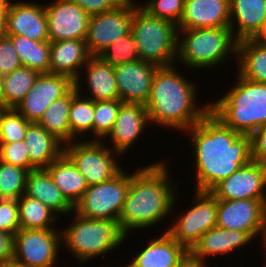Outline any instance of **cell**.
<instances>
[{
  "mask_svg": "<svg viewBox=\"0 0 266 267\" xmlns=\"http://www.w3.org/2000/svg\"><path fill=\"white\" fill-rule=\"evenodd\" d=\"M183 132L192 141L197 191H210L252 160L251 135L233 131L211 111Z\"/></svg>",
  "mask_w": 266,
  "mask_h": 267,
  "instance_id": "1",
  "label": "cell"
},
{
  "mask_svg": "<svg viewBox=\"0 0 266 267\" xmlns=\"http://www.w3.org/2000/svg\"><path fill=\"white\" fill-rule=\"evenodd\" d=\"M168 163V159H162L131 173L128 193L118 218L126 236L133 230L143 231L162 224L168 216L171 217L175 204L178 205V182L170 177Z\"/></svg>",
  "mask_w": 266,
  "mask_h": 267,
  "instance_id": "2",
  "label": "cell"
},
{
  "mask_svg": "<svg viewBox=\"0 0 266 267\" xmlns=\"http://www.w3.org/2000/svg\"><path fill=\"white\" fill-rule=\"evenodd\" d=\"M176 66L157 68L145 107L150 124L183 132L210 111V103L197 106V85L181 75Z\"/></svg>",
  "mask_w": 266,
  "mask_h": 267,
  "instance_id": "3",
  "label": "cell"
},
{
  "mask_svg": "<svg viewBox=\"0 0 266 267\" xmlns=\"http://www.w3.org/2000/svg\"><path fill=\"white\" fill-rule=\"evenodd\" d=\"M233 87L210 103V111L226 126L241 134L252 135L266 125V83L237 75Z\"/></svg>",
  "mask_w": 266,
  "mask_h": 267,
  "instance_id": "4",
  "label": "cell"
},
{
  "mask_svg": "<svg viewBox=\"0 0 266 267\" xmlns=\"http://www.w3.org/2000/svg\"><path fill=\"white\" fill-rule=\"evenodd\" d=\"M71 214L74 217L71 225L60 229L61 243L70 250L72 257L78 259L80 265L98 256H107V253L114 252L129 238L118 221L84 218L75 212Z\"/></svg>",
  "mask_w": 266,
  "mask_h": 267,
  "instance_id": "5",
  "label": "cell"
},
{
  "mask_svg": "<svg viewBox=\"0 0 266 267\" xmlns=\"http://www.w3.org/2000/svg\"><path fill=\"white\" fill-rule=\"evenodd\" d=\"M236 55L237 41L230 28L178 30L176 64L180 62L187 69L211 70Z\"/></svg>",
  "mask_w": 266,
  "mask_h": 267,
  "instance_id": "6",
  "label": "cell"
},
{
  "mask_svg": "<svg viewBox=\"0 0 266 267\" xmlns=\"http://www.w3.org/2000/svg\"><path fill=\"white\" fill-rule=\"evenodd\" d=\"M131 34L139 59L158 67L176 64L178 27L173 22L149 15L134 4Z\"/></svg>",
  "mask_w": 266,
  "mask_h": 267,
  "instance_id": "7",
  "label": "cell"
},
{
  "mask_svg": "<svg viewBox=\"0 0 266 267\" xmlns=\"http://www.w3.org/2000/svg\"><path fill=\"white\" fill-rule=\"evenodd\" d=\"M106 143L88 139L64 145V153L76 165L88 186L108 181L123 169L118 159L121 155Z\"/></svg>",
  "mask_w": 266,
  "mask_h": 267,
  "instance_id": "8",
  "label": "cell"
},
{
  "mask_svg": "<svg viewBox=\"0 0 266 267\" xmlns=\"http://www.w3.org/2000/svg\"><path fill=\"white\" fill-rule=\"evenodd\" d=\"M124 170L108 181L90 185L74 205V212L84 218L118 221L131 179Z\"/></svg>",
  "mask_w": 266,
  "mask_h": 267,
  "instance_id": "9",
  "label": "cell"
},
{
  "mask_svg": "<svg viewBox=\"0 0 266 267\" xmlns=\"http://www.w3.org/2000/svg\"><path fill=\"white\" fill-rule=\"evenodd\" d=\"M192 206L187 211L175 216L174 222L166 231L188 251L208 230L214 228L217 222L218 199L209 191H194ZM177 217V218H176Z\"/></svg>",
  "mask_w": 266,
  "mask_h": 267,
  "instance_id": "10",
  "label": "cell"
},
{
  "mask_svg": "<svg viewBox=\"0 0 266 267\" xmlns=\"http://www.w3.org/2000/svg\"><path fill=\"white\" fill-rule=\"evenodd\" d=\"M60 248L61 230L20 229L14 235L13 260L23 267H56Z\"/></svg>",
  "mask_w": 266,
  "mask_h": 267,
  "instance_id": "11",
  "label": "cell"
},
{
  "mask_svg": "<svg viewBox=\"0 0 266 267\" xmlns=\"http://www.w3.org/2000/svg\"><path fill=\"white\" fill-rule=\"evenodd\" d=\"M134 4L124 0L115 9L89 18L85 39L91 56H99L114 41L131 32Z\"/></svg>",
  "mask_w": 266,
  "mask_h": 267,
  "instance_id": "12",
  "label": "cell"
},
{
  "mask_svg": "<svg viewBox=\"0 0 266 267\" xmlns=\"http://www.w3.org/2000/svg\"><path fill=\"white\" fill-rule=\"evenodd\" d=\"M49 42L85 40L90 16L71 0L44 3Z\"/></svg>",
  "mask_w": 266,
  "mask_h": 267,
  "instance_id": "13",
  "label": "cell"
},
{
  "mask_svg": "<svg viewBox=\"0 0 266 267\" xmlns=\"http://www.w3.org/2000/svg\"><path fill=\"white\" fill-rule=\"evenodd\" d=\"M74 86L75 81L65 75L40 74L15 109L30 123H38L49 105L65 96Z\"/></svg>",
  "mask_w": 266,
  "mask_h": 267,
  "instance_id": "14",
  "label": "cell"
},
{
  "mask_svg": "<svg viewBox=\"0 0 266 267\" xmlns=\"http://www.w3.org/2000/svg\"><path fill=\"white\" fill-rule=\"evenodd\" d=\"M266 166L251 160L209 192L218 200L266 199Z\"/></svg>",
  "mask_w": 266,
  "mask_h": 267,
  "instance_id": "15",
  "label": "cell"
},
{
  "mask_svg": "<svg viewBox=\"0 0 266 267\" xmlns=\"http://www.w3.org/2000/svg\"><path fill=\"white\" fill-rule=\"evenodd\" d=\"M266 213V199L218 200L216 226L259 236Z\"/></svg>",
  "mask_w": 266,
  "mask_h": 267,
  "instance_id": "16",
  "label": "cell"
},
{
  "mask_svg": "<svg viewBox=\"0 0 266 267\" xmlns=\"http://www.w3.org/2000/svg\"><path fill=\"white\" fill-rule=\"evenodd\" d=\"M157 68L155 64L142 60L114 67L119 100L145 105L150 96Z\"/></svg>",
  "mask_w": 266,
  "mask_h": 267,
  "instance_id": "17",
  "label": "cell"
},
{
  "mask_svg": "<svg viewBox=\"0 0 266 267\" xmlns=\"http://www.w3.org/2000/svg\"><path fill=\"white\" fill-rule=\"evenodd\" d=\"M147 125L151 124L145 105L123 102L112 130L106 136L110 144L112 143L110 148L121 156L128 153L127 151L147 130Z\"/></svg>",
  "mask_w": 266,
  "mask_h": 267,
  "instance_id": "18",
  "label": "cell"
},
{
  "mask_svg": "<svg viewBox=\"0 0 266 267\" xmlns=\"http://www.w3.org/2000/svg\"><path fill=\"white\" fill-rule=\"evenodd\" d=\"M12 1L6 22V35H22L30 40L49 42L44 4Z\"/></svg>",
  "mask_w": 266,
  "mask_h": 267,
  "instance_id": "19",
  "label": "cell"
},
{
  "mask_svg": "<svg viewBox=\"0 0 266 267\" xmlns=\"http://www.w3.org/2000/svg\"><path fill=\"white\" fill-rule=\"evenodd\" d=\"M178 30L230 28L229 0H185Z\"/></svg>",
  "mask_w": 266,
  "mask_h": 267,
  "instance_id": "20",
  "label": "cell"
},
{
  "mask_svg": "<svg viewBox=\"0 0 266 267\" xmlns=\"http://www.w3.org/2000/svg\"><path fill=\"white\" fill-rule=\"evenodd\" d=\"M91 57L85 40L50 42V73L65 75L75 83L83 82L82 68Z\"/></svg>",
  "mask_w": 266,
  "mask_h": 267,
  "instance_id": "21",
  "label": "cell"
},
{
  "mask_svg": "<svg viewBox=\"0 0 266 267\" xmlns=\"http://www.w3.org/2000/svg\"><path fill=\"white\" fill-rule=\"evenodd\" d=\"M149 241V244L135 255L131 263L120 267H176L188 252L166 231Z\"/></svg>",
  "mask_w": 266,
  "mask_h": 267,
  "instance_id": "22",
  "label": "cell"
},
{
  "mask_svg": "<svg viewBox=\"0 0 266 267\" xmlns=\"http://www.w3.org/2000/svg\"><path fill=\"white\" fill-rule=\"evenodd\" d=\"M253 240L247 232L228 230L215 226L199 238L190 252L195 257L206 261V258L211 256L230 255L241 247L245 248Z\"/></svg>",
  "mask_w": 266,
  "mask_h": 267,
  "instance_id": "23",
  "label": "cell"
},
{
  "mask_svg": "<svg viewBox=\"0 0 266 267\" xmlns=\"http://www.w3.org/2000/svg\"><path fill=\"white\" fill-rule=\"evenodd\" d=\"M86 69H85V68ZM82 74L86 78V85L75 83V87L79 94L91 99L93 101L114 100L119 99L117 81L115 77L114 67L106 64L98 56H92L84 65ZM84 85L90 92L89 95L81 93L82 86Z\"/></svg>",
  "mask_w": 266,
  "mask_h": 267,
  "instance_id": "24",
  "label": "cell"
},
{
  "mask_svg": "<svg viewBox=\"0 0 266 267\" xmlns=\"http://www.w3.org/2000/svg\"><path fill=\"white\" fill-rule=\"evenodd\" d=\"M229 6L230 29L237 42L252 39L266 22V0H229Z\"/></svg>",
  "mask_w": 266,
  "mask_h": 267,
  "instance_id": "25",
  "label": "cell"
},
{
  "mask_svg": "<svg viewBox=\"0 0 266 267\" xmlns=\"http://www.w3.org/2000/svg\"><path fill=\"white\" fill-rule=\"evenodd\" d=\"M25 195L37 199L49 207L57 215H70L74 206L65 198L59 188L54 184L51 175L46 169L29 171Z\"/></svg>",
  "mask_w": 266,
  "mask_h": 267,
  "instance_id": "26",
  "label": "cell"
},
{
  "mask_svg": "<svg viewBox=\"0 0 266 267\" xmlns=\"http://www.w3.org/2000/svg\"><path fill=\"white\" fill-rule=\"evenodd\" d=\"M24 141L36 169H46L64 152V145L38 123L29 124Z\"/></svg>",
  "mask_w": 266,
  "mask_h": 267,
  "instance_id": "27",
  "label": "cell"
},
{
  "mask_svg": "<svg viewBox=\"0 0 266 267\" xmlns=\"http://www.w3.org/2000/svg\"><path fill=\"white\" fill-rule=\"evenodd\" d=\"M46 170L51 175L54 184L73 206L83 197L89 187L84 176L64 152Z\"/></svg>",
  "mask_w": 266,
  "mask_h": 267,
  "instance_id": "28",
  "label": "cell"
},
{
  "mask_svg": "<svg viewBox=\"0 0 266 267\" xmlns=\"http://www.w3.org/2000/svg\"><path fill=\"white\" fill-rule=\"evenodd\" d=\"M77 93V89L74 86L65 96L53 101L38 122L63 145L71 143L69 111L71 100Z\"/></svg>",
  "mask_w": 266,
  "mask_h": 267,
  "instance_id": "29",
  "label": "cell"
},
{
  "mask_svg": "<svg viewBox=\"0 0 266 267\" xmlns=\"http://www.w3.org/2000/svg\"><path fill=\"white\" fill-rule=\"evenodd\" d=\"M237 74L255 82L266 83V45L252 39L237 42Z\"/></svg>",
  "mask_w": 266,
  "mask_h": 267,
  "instance_id": "30",
  "label": "cell"
},
{
  "mask_svg": "<svg viewBox=\"0 0 266 267\" xmlns=\"http://www.w3.org/2000/svg\"><path fill=\"white\" fill-rule=\"evenodd\" d=\"M6 36L11 39L22 66L40 74L50 73V42L30 40L22 35Z\"/></svg>",
  "mask_w": 266,
  "mask_h": 267,
  "instance_id": "31",
  "label": "cell"
},
{
  "mask_svg": "<svg viewBox=\"0 0 266 267\" xmlns=\"http://www.w3.org/2000/svg\"><path fill=\"white\" fill-rule=\"evenodd\" d=\"M17 202L19 206L20 229H56L57 214L42 202L25 194L17 199Z\"/></svg>",
  "mask_w": 266,
  "mask_h": 267,
  "instance_id": "32",
  "label": "cell"
},
{
  "mask_svg": "<svg viewBox=\"0 0 266 267\" xmlns=\"http://www.w3.org/2000/svg\"><path fill=\"white\" fill-rule=\"evenodd\" d=\"M39 75L40 73L37 71L21 66L2 76L3 106L16 108L27 92L31 90Z\"/></svg>",
  "mask_w": 266,
  "mask_h": 267,
  "instance_id": "33",
  "label": "cell"
},
{
  "mask_svg": "<svg viewBox=\"0 0 266 267\" xmlns=\"http://www.w3.org/2000/svg\"><path fill=\"white\" fill-rule=\"evenodd\" d=\"M93 124L94 101L77 93L71 100L69 111L71 142L75 140H83L86 136L93 134ZM87 132H90V134L88 135Z\"/></svg>",
  "mask_w": 266,
  "mask_h": 267,
  "instance_id": "34",
  "label": "cell"
},
{
  "mask_svg": "<svg viewBox=\"0 0 266 267\" xmlns=\"http://www.w3.org/2000/svg\"><path fill=\"white\" fill-rule=\"evenodd\" d=\"M29 171L0 161V199H19L25 194Z\"/></svg>",
  "mask_w": 266,
  "mask_h": 267,
  "instance_id": "35",
  "label": "cell"
},
{
  "mask_svg": "<svg viewBox=\"0 0 266 267\" xmlns=\"http://www.w3.org/2000/svg\"><path fill=\"white\" fill-rule=\"evenodd\" d=\"M122 103L119 99L94 101L93 138L90 140L105 139L112 130Z\"/></svg>",
  "mask_w": 266,
  "mask_h": 267,
  "instance_id": "36",
  "label": "cell"
},
{
  "mask_svg": "<svg viewBox=\"0 0 266 267\" xmlns=\"http://www.w3.org/2000/svg\"><path fill=\"white\" fill-rule=\"evenodd\" d=\"M98 57L111 67L140 60L137 45L131 32L114 41Z\"/></svg>",
  "mask_w": 266,
  "mask_h": 267,
  "instance_id": "37",
  "label": "cell"
},
{
  "mask_svg": "<svg viewBox=\"0 0 266 267\" xmlns=\"http://www.w3.org/2000/svg\"><path fill=\"white\" fill-rule=\"evenodd\" d=\"M29 124L15 108H6L0 120V143L24 140Z\"/></svg>",
  "mask_w": 266,
  "mask_h": 267,
  "instance_id": "38",
  "label": "cell"
},
{
  "mask_svg": "<svg viewBox=\"0 0 266 267\" xmlns=\"http://www.w3.org/2000/svg\"><path fill=\"white\" fill-rule=\"evenodd\" d=\"M140 5L149 15L168 20L178 25L183 12L185 0H146Z\"/></svg>",
  "mask_w": 266,
  "mask_h": 267,
  "instance_id": "39",
  "label": "cell"
},
{
  "mask_svg": "<svg viewBox=\"0 0 266 267\" xmlns=\"http://www.w3.org/2000/svg\"><path fill=\"white\" fill-rule=\"evenodd\" d=\"M28 146L24 140L13 143H0V161L24 168L28 171L36 168L30 163Z\"/></svg>",
  "mask_w": 266,
  "mask_h": 267,
  "instance_id": "40",
  "label": "cell"
},
{
  "mask_svg": "<svg viewBox=\"0 0 266 267\" xmlns=\"http://www.w3.org/2000/svg\"><path fill=\"white\" fill-rule=\"evenodd\" d=\"M0 230L11 235H15L20 230L17 200L0 199Z\"/></svg>",
  "mask_w": 266,
  "mask_h": 267,
  "instance_id": "41",
  "label": "cell"
},
{
  "mask_svg": "<svg viewBox=\"0 0 266 267\" xmlns=\"http://www.w3.org/2000/svg\"><path fill=\"white\" fill-rule=\"evenodd\" d=\"M20 57L8 36L0 37V76L21 67Z\"/></svg>",
  "mask_w": 266,
  "mask_h": 267,
  "instance_id": "42",
  "label": "cell"
},
{
  "mask_svg": "<svg viewBox=\"0 0 266 267\" xmlns=\"http://www.w3.org/2000/svg\"><path fill=\"white\" fill-rule=\"evenodd\" d=\"M81 7L89 16L115 9L124 0H71Z\"/></svg>",
  "mask_w": 266,
  "mask_h": 267,
  "instance_id": "43",
  "label": "cell"
},
{
  "mask_svg": "<svg viewBox=\"0 0 266 267\" xmlns=\"http://www.w3.org/2000/svg\"><path fill=\"white\" fill-rule=\"evenodd\" d=\"M252 160L266 166V125L251 135Z\"/></svg>",
  "mask_w": 266,
  "mask_h": 267,
  "instance_id": "44",
  "label": "cell"
},
{
  "mask_svg": "<svg viewBox=\"0 0 266 267\" xmlns=\"http://www.w3.org/2000/svg\"><path fill=\"white\" fill-rule=\"evenodd\" d=\"M14 235L0 230V263L13 260Z\"/></svg>",
  "mask_w": 266,
  "mask_h": 267,
  "instance_id": "45",
  "label": "cell"
},
{
  "mask_svg": "<svg viewBox=\"0 0 266 267\" xmlns=\"http://www.w3.org/2000/svg\"><path fill=\"white\" fill-rule=\"evenodd\" d=\"M207 261H203L198 257H195L190 251L180 260L176 267H208ZM206 264V265H205Z\"/></svg>",
  "mask_w": 266,
  "mask_h": 267,
  "instance_id": "46",
  "label": "cell"
},
{
  "mask_svg": "<svg viewBox=\"0 0 266 267\" xmlns=\"http://www.w3.org/2000/svg\"><path fill=\"white\" fill-rule=\"evenodd\" d=\"M13 0H0V37L6 35V22L9 7Z\"/></svg>",
  "mask_w": 266,
  "mask_h": 267,
  "instance_id": "47",
  "label": "cell"
},
{
  "mask_svg": "<svg viewBox=\"0 0 266 267\" xmlns=\"http://www.w3.org/2000/svg\"><path fill=\"white\" fill-rule=\"evenodd\" d=\"M252 40L256 43L266 45V22L261 26L259 31L254 35Z\"/></svg>",
  "mask_w": 266,
  "mask_h": 267,
  "instance_id": "48",
  "label": "cell"
},
{
  "mask_svg": "<svg viewBox=\"0 0 266 267\" xmlns=\"http://www.w3.org/2000/svg\"><path fill=\"white\" fill-rule=\"evenodd\" d=\"M259 235L261 237V241L263 242V247L264 249L266 248V213L264 215V218H263V222H262V225H261V228H260V232H259ZM265 255H266V249L264 251ZM266 258V257H265Z\"/></svg>",
  "mask_w": 266,
  "mask_h": 267,
  "instance_id": "49",
  "label": "cell"
},
{
  "mask_svg": "<svg viewBox=\"0 0 266 267\" xmlns=\"http://www.w3.org/2000/svg\"><path fill=\"white\" fill-rule=\"evenodd\" d=\"M0 267H23V266L12 260L9 262L0 263Z\"/></svg>",
  "mask_w": 266,
  "mask_h": 267,
  "instance_id": "50",
  "label": "cell"
},
{
  "mask_svg": "<svg viewBox=\"0 0 266 267\" xmlns=\"http://www.w3.org/2000/svg\"><path fill=\"white\" fill-rule=\"evenodd\" d=\"M0 104L3 105L2 76H0Z\"/></svg>",
  "mask_w": 266,
  "mask_h": 267,
  "instance_id": "51",
  "label": "cell"
},
{
  "mask_svg": "<svg viewBox=\"0 0 266 267\" xmlns=\"http://www.w3.org/2000/svg\"><path fill=\"white\" fill-rule=\"evenodd\" d=\"M6 108L0 104V120H1V117H2V113L3 111L5 110Z\"/></svg>",
  "mask_w": 266,
  "mask_h": 267,
  "instance_id": "52",
  "label": "cell"
},
{
  "mask_svg": "<svg viewBox=\"0 0 266 267\" xmlns=\"http://www.w3.org/2000/svg\"><path fill=\"white\" fill-rule=\"evenodd\" d=\"M126 1H129L130 3L135 4L137 6H138V4H139V6L141 5V3L140 2L138 3L136 0H126Z\"/></svg>",
  "mask_w": 266,
  "mask_h": 267,
  "instance_id": "53",
  "label": "cell"
}]
</instances>
